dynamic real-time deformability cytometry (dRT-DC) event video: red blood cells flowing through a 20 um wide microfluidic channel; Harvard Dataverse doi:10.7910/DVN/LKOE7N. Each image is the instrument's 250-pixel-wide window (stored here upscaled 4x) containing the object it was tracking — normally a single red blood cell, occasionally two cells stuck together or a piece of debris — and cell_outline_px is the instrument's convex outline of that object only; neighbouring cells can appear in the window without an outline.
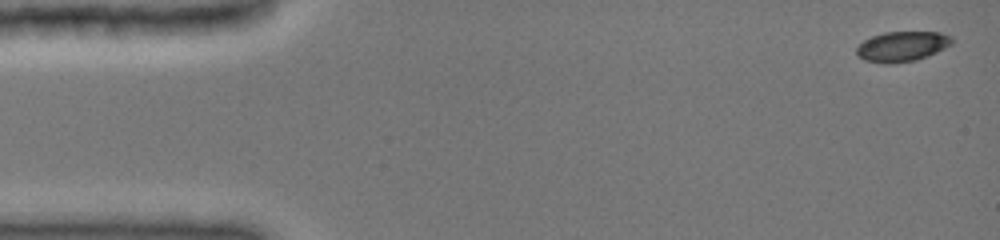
{"species": "common noctule bat (a hibernating species)", "species_latin": "Nyctalus noctula", "temperature_condition": "cold", "stored_images_in_passage": 7, "camera_frame_rate_fps": 3000, "um_per_image_px": 0.085, "animal": {"sex": "female", "body_mass_g": 19.0, "forearm_length_mm": 51.5}, "frame": {"image": 1, "passage_image": 1, "time_ms": 0.0, "image_size_px": [1000, 240], "cell_outline_px": [[952, 44], [928, 56], [916, 60], [864, 60], [856, 52], [856, 48], [864, 40], [872, 36], [884, 32], [940, 32], [952, 36]], "centroid_in_image_um": [76.74, 3.88], "position_along_channel_um": 8.3, "area_um2": 15.9}}
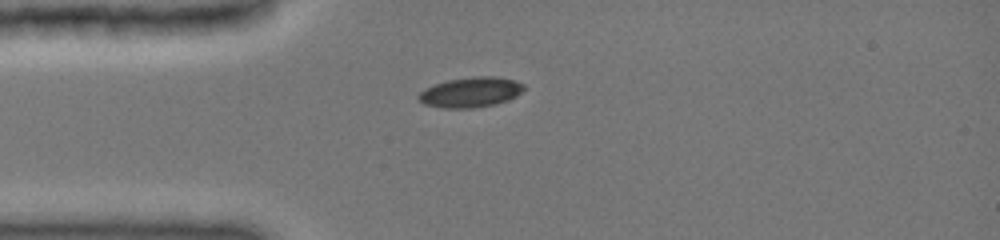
{"frame": {"image": 2, "passage_image": 5, "time_ms": 3.667, "image_size_px": [1000, 240], "cell_outline_px": [[524, 88], [520, 92], [504, 100], [492, 104], [468, 108], [444, 108], [424, 104], [416, 96], [420, 92], [436, 84], [448, 80], [480, 76], [492, 76], [512, 80], [524, 84]], "centroid_in_image_um": [39.95, 7.83], "position_along_channel_um": 45.1, "area_um2": 17.74}}
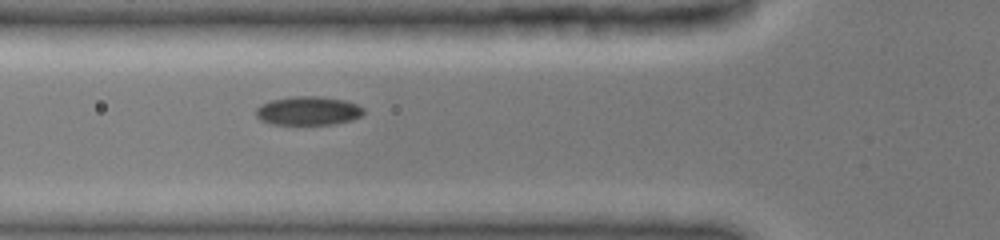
{"frame": {"image": 3, "passage_image": 7, "time_ms": 5.333, "image_size_px": [1000, 240], "cell_outline_px": [[364, 112], [360, 116], [352, 120], [332, 124], [272, 124], [260, 120], [256, 116], [256, 108], [260, 104], [272, 100], [292, 96], [316, 96], [344, 100], [356, 104], [364, 108]], "centroid_in_image_um": [26.17, 9.42], "position_along_channel_um": 99.6, "area_um2": 17.98}}